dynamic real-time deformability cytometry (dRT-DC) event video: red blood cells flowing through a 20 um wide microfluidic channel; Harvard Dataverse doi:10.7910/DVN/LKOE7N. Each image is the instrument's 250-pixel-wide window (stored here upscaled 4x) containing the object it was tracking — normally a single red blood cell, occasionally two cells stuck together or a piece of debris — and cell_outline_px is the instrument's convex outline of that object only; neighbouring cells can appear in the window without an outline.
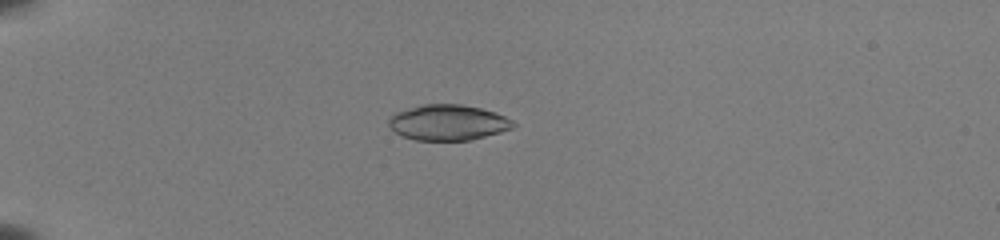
{"species": "common noctule bat (a hibernating species)", "species_latin": "Nyctalus noctula", "temperature_condition": "room temperature", "stored_images_in_passage": 46, "camera_frame_rate_fps": 3000, "um_per_image_px": 0.085, "animal": {"sex": "female", "body_mass_g": 22.0, "forearm_length_mm": 56.7}, "frame": {"image": 1, "passage_image": 9, "time_ms": 2.667, "image_size_px": [1000, 240], "cell_outline_px": [[516, 124], [512, 128], [500, 132], [468, 140], [416, 140], [404, 136], [396, 132], [388, 124], [388, 120], [396, 112], [424, 104], [460, 104], [480, 108], [496, 112], [512, 120]], "centroid_in_image_um": [38.1, 10.41], "position_along_channel_um": 46.9, "area_um2": 25.49}}
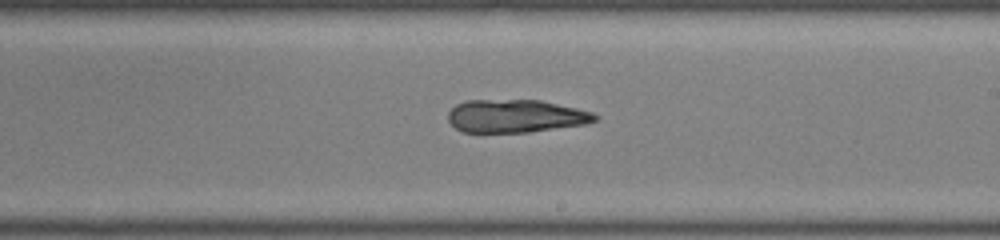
{"frame": {"image": 2, "passage_image": 27, "time_ms": 8.667, "image_size_px": [1000, 240], "cell_outline_px": [[600, 116], [596, 120], [584, 124], [528, 132], [464, 132], [456, 128], [448, 120], [448, 112], [456, 104], [464, 100], [540, 100], [576, 108], [592, 112]], "centroid_in_image_um": [43.81, 9.86], "position_along_channel_um": 245.2, "area_um2": 28.09}}
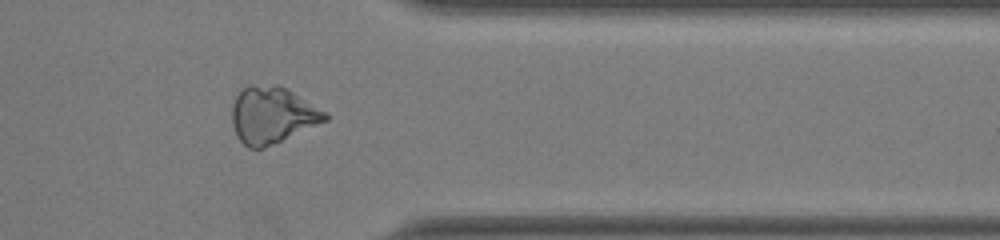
{"frame": {"image": 3, "passage_image": 38, "time_ms": 12.333, "image_size_px": [1000, 240], "cell_outline_px": [[328, 120], [264, 148], [248, 148], [236, 136], [232, 124], [232, 104], [236, 96], [248, 84], [276, 84], [292, 92], [328, 112]], "centroid_in_image_um": [23.12, 9.78], "position_along_channel_um": 388.3, "area_um2": 30.75}, "authors_computed_cell_mechanics": {"area_um2": 28.8133, "velocity_mm_per_s": 3.9876, "shape_relaxation_time_tau1_ms": null, "shape_relaxation_time_tau2_ms": 3.9719, "deformation_change_tau1": null, "deformation_change_tau2": 0.1208}}